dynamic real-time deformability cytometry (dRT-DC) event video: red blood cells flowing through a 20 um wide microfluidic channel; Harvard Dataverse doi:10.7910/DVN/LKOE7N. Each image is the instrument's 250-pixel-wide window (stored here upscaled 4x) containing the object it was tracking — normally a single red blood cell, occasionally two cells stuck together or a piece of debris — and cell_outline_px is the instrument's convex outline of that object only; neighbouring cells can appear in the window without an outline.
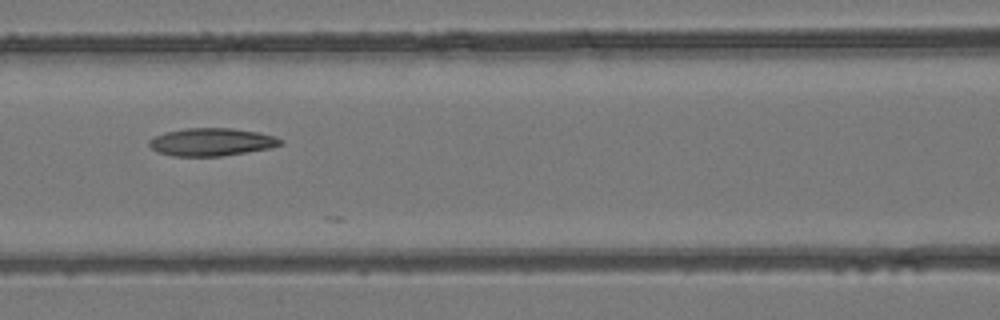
{"species": "common noctule bat (a hibernating species)", "species_latin": "Nyctalus noctula", "temperature_condition": "room temperature", "stored_images_in_passage": 6, "camera_frame_rate_fps": 3000, "um_per_image_px": 0.085, "animal": {"sex": "female", "body_mass_g": 24.6, "forearm_length_mm": 56.2}, "frame": {"image": 1, "passage_image": 5, "time_ms": 5.667, "image_size_px": [1000, 320], "cell_outline_px": [[284, 144], [272, 148], [220, 156], [172, 156], [156, 152], [148, 144], [148, 140], [164, 132], [184, 128], [232, 128], [260, 132], [276, 136], [284, 140]], "centroid_in_image_um": [18.01, 12.06], "position_along_channel_um": 148.6, "area_um2": 21.56}}
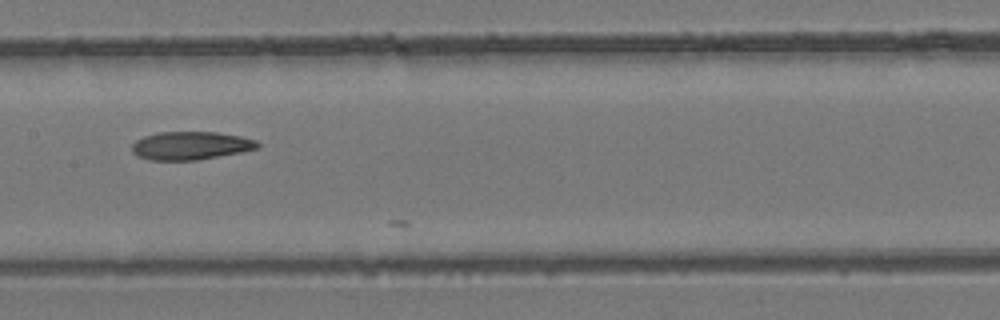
{"frame": {"image": 2, "passage_image": 6, "time_ms": 6.667, "image_size_px": [1000, 320], "cell_outline_px": [[260, 148], [240, 152], [196, 160], [148, 160], [136, 156], [132, 152], [132, 144], [136, 140], [144, 136], [160, 132], [216, 132], [240, 136], [256, 140], [260, 144]], "centroid_in_image_um": [16.19, 12.38], "position_along_channel_um": 191.2, "area_um2": 20.63}}